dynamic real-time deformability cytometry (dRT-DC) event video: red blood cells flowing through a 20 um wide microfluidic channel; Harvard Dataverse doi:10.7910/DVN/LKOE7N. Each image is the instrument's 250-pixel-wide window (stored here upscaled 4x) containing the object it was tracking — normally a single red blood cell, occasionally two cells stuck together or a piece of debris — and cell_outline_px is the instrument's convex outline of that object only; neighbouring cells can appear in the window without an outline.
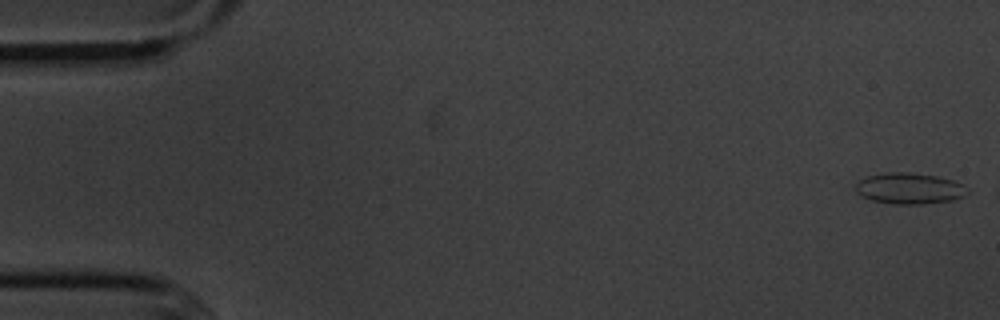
{"species": "common noctule bat (a hibernating species)", "species_latin": "Nyctalus noctula", "temperature_condition": "cold", "stored_images_in_passage": 48, "camera_frame_rate_fps": 3000, "um_per_image_px": 0.085, "animal": {"sex": "male", "body_mass_g": 20.1, "forearm_length_mm": 53.5}, "frame": {"image": 1, "passage_image": 1, "time_ms": 0.0, "image_size_px": [1000, 320], "cell_outline_px": [[968, 192], [964, 196], [952, 200], [920, 204], [892, 204], [872, 200], [856, 192], [856, 184], [860, 180], [868, 176], [892, 172], [908, 172], [936, 176], [952, 180], [968, 188]], "centroid_in_image_um": [77.31, 16.02], "position_along_channel_um": 7.7, "area_um2": 19.94}}
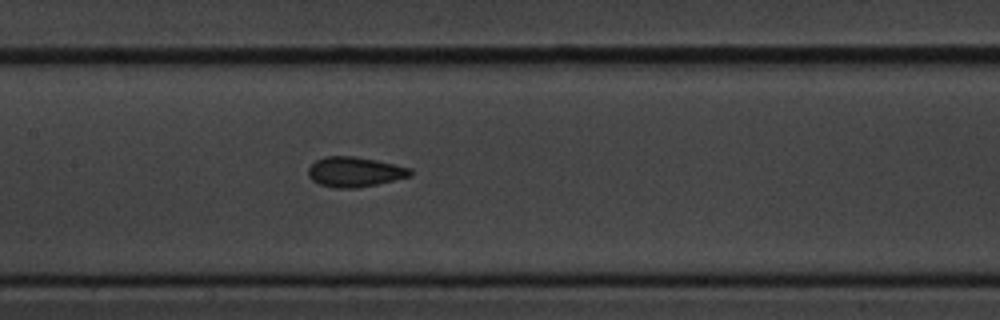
{"frame": {"image": 2, "passage_image": 26, "time_ms": 8.333, "image_size_px": [1000, 320], "cell_outline_px": [[412, 176], [376, 184], [356, 188], [336, 188], [320, 184], [312, 180], [308, 176], [308, 168], [316, 160], [324, 156], [356, 156], [376, 160], [412, 168]], "centroid_in_image_um": [30.15, 14.6], "position_along_channel_um": 177.2, "area_um2": 17.86}}
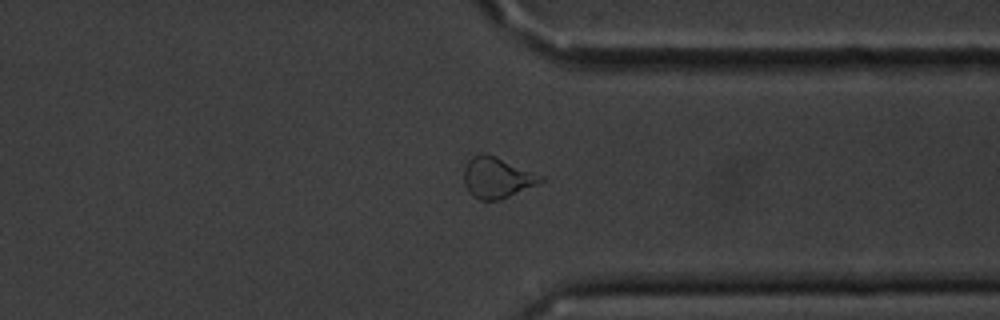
{"frame": {"image": 3, "passage_image": 42, "time_ms": 13.667, "image_size_px": [1000, 320], "cell_outline_px": [[544, 180], [536, 184], [500, 200], [480, 200], [472, 196], [468, 192], [464, 184], [464, 168], [468, 160], [472, 156], [480, 152], [484, 152], [496, 156], [544, 176]], "centroid_in_image_um": [42.2, 15.08], "position_along_channel_um": 369.2, "area_um2": 18.32}}